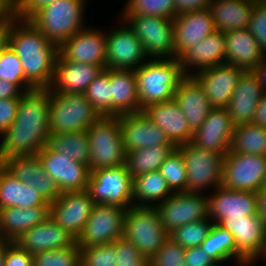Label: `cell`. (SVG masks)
Segmentation results:
<instances>
[{"instance_id": "1", "label": "cell", "mask_w": 266, "mask_h": 266, "mask_svg": "<svg viewBox=\"0 0 266 266\" xmlns=\"http://www.w3.org/2000/svg\"><path fill=\"white\" fill-rule=\"evenodd\" d=\"M9 46L22 63L25 81L32 89L51 85L59 47L51 43L29 20L11 15Z\"/></svg>"}, {"instance_id": "2", "label": "cell", "mask_w": 266, "mask_h": 266, "mask_svg": "<svg viewBox=\"0 0 266 266\" xmlns=\"http://www.w3.org/2000/svg\"><path fill=\"white\" fill-rule=\"evenodd\" d=\"M135 74L141 111L151 104L173 100L179 82L186 76L178 58H149Z\"/></svg>"}, {"instance_id": "3", "label": "cell", "mask_w": 266, "mask_h": 266, "mask_svg": "<svg viewBox=\"0 0 266 266\" xmlns=\"http://www.w3.org/2000/svg\"><path fill=\"white\" fill-rule=\"evenodd\" d=\"M85 0H58L42 7L30 19L59 48L84 29Z\"/></svg>"}, {"instance_id": "4", "label": "cell", "mask_w": 266, "mask_h": 266, "mask_svg": "<svg viewBox=\"0 0 266 266\" xmlns=\"http://www.w3.org/2000/svg\"><path fill=\"white\" fill-rule=\"evenodd\" d=\"M86 132L90 145V172L125 164L126 152L118 116L99 117Z\"/></svg>"}, {"instance_id": "5", "label": "cell", "mask_w": 266, "mask_h": 266, "mask_svg": "<svg viewBox=\"0 0 266 266\" xmlns=\"http://www.w3.org/2000/svg\"><path fill=\"white\" fill-rule=\"evenodd\" d=\"M49 133L87 131L100 117L84 94L49 91Z\"/></svg>"}, {"instance_id": "6", "label": "cell", "mask_w": 266, "mask_h": 266, "mask_svg": "<svg viewBox=\"0 0 266 266\" xmlns=\"http://www.w3.org/2000/svg\"><path fill=\"white\" fill-rule=\"evenodd\" d=\"M123 237L149 260L169 234L164 230L155 207L131 206L125 214Z\"/></svg>"}, {"instance_id": "7", "label": "cell", "mask_w": 266, "mask_h": 266, "mask_svg": "<svg viewBox=\"0 0 266 266\" xmlns=\"http://www.w3.org/2000/svg\"><path fill=\"white\" fill-rule=\"evenodd\" d=\"M266 185V156L227 153L220 186L236 191L258 192Z\"/></svg>"}, {"instance_id": "8", "label": "cell", "mask_w": 266, "mask_h": 266, "mask_svg": "<svg viewBox=\"0 0 266 266\" xmlns=\"http://www.w3.org/2000/svg\"><path fill=\"white\" fill-rule=\"evenodd\" d=\"M87 190L95 204L133 206V178L125 164L90 172Z\"/></svg>"}, {"instance_id": "9", "label": "cell", "mask_w": 266, "mask_h": 266, "mask_svg": "<svg viewBox=\"0 0 266 266\" xmlns=\"http://www.w3.org/2000/svg\"><path fill=\"white\" fill-rule=\"evenodd\" d=\"M182 154L187 172V191L217 189L221 184L224 155L199 148L188 142L176 147Z\"/></svg>"}, {"instance_id": "10", "label": "cell", "mask_w": 266, "mask_h": 266, "mask_svg": "<svg viewBox=\"0 0 266 266\" xmlns=\"http://www.w3.org/2000/svg\"><path fill=\"white\" fill-rule=\"evenodd\" d=\"M142 43L148 58H174L173 19L154 16H122Z\"/></svg>"}, {"instance_id": "11", "label": "cell", "mask_w": 266, "mask_h": 266, "mask_svg": "<svg viewBox=\"0 0 266 266\" xmlns=\"http://www.w3.org/2000/svg\"><path fill=\"white\" fill-rule=\"evenodd\" d=\"M126 211L118 205L96 204L76 244L80 248L111 244L123 237Z\"/></svg>"}, {"instance_id": "12", "label": "cell", "mask_w": 266, "mask_h": 266, "mask_svg": "<svg viewBox=\"0 0 266 266\" xmlns=\"http://www.w3.org/2000/svg\"><path fill=\"white\" fill-rule=\"evenodd\" d=\"M201 192H174L155 208L164 230L169 234L187 223L209 218L208 198Z\"/></svg>"}, {"instance_id": "13", "label": "cell", "mask_w": 266, "mask_h": 266, "mask_svg": "<svg viewBox=\"0 0 266 266\" xmlns=\"http://www.w3.org/2000/svg\"><path fill=\"white\" fill-rule=\"evenodd\" d=\"M228 230L235 239L237 264L250 266L260 255L266 239V225L259 215L241 218H219L216 222Z\"/></svg>"}, {"instance_id": "14", "label": "cell", "mask_w": 266, "mask_h": 266, "mask_svg": "<svg viewBox=\"0 0 266 266\" xmlns=\"http://www.w3.org/2000/svg\"><path fill=\"white\" fill-rule=\"evenodd\" d=\"M95 205L87 189L63 192L50 203V216L77 240Z\"/></svg>"}, {"instance_id": "15", "label": "cell", "mask_w": 266, "mask_h": 266, "mask_svg": "<svg viewBox=\"0 0 266 266\" xmlns=\"http://www.w3.org/2000/svg\"><path fill=\"white\" fill-rule=\"evenodd\" d=\"M127 26L106 32V69L135 71L146 62L141 41Z\"/></svg>"}, {"instance_id": "16", "label": "cell", "mask_w": 266, "mask_h": 266, "mask_svg": "<svg viewBox=\"0 0 266 266\" xmlns=\"http://www.w3.org/2000/svg\"><path fill=\"white\" fill-rule=\"evenodd\" d=\"M37 155L45 172L54 180L61 193L88 188L90 171L87 164L75 162L47 145Z\"/></svg>"}, {"instance_id": "17", "label": "cell", "mask_w": 266, "mask_h": 266, "mask_svg": "<svg viewBox=\"0 0 266 266\" xmlns=\"http://www.w3.org/2000/svg\"><path fill=\"white\" fill-rule=\"evenodd\" d=\"M49 135L44 125L11 124L0 137V163L14 156L37 155Z\"/></svg>"}, {"instance_id": "18", "label": "cell", "mask_w": 266, "mask_h": 266, "mask_svg": "<svg viewBox=\"0 0 266 266\" xmlns=\"http://www.w3.org/2000/svg\"><path fill=\"white\" fill-rule=\"evenodd\" d=\"M234 126L226 108H212L206 120L193 133L191 143L225 156L229 152Z\"/></svg>"}, {"instance_id": "19", "label": "cell", "mask_w": 266, "mask_h": 266, "mask_svg": "<svg viewBox=\"0 0 266 266\" xmlns=\"http://www.w3.org/2000/svg\"><path fill=\"white\" fill-rule=\"evenodd\" d=\"M245 70L223 64L196 72L193 76L205 90L212 108H226Z\"/></svg>"}, {"instance_id": "20", "label": "cell", "mask_w": 266, "mask_h": 266, "mask_svg": "<svg viewBox=\"0 0 266 266\" xmlns=\"http://www.w3.org/2000/svg\"><path fill=\"white\" fill-rule=\"evenodd\" d=\"M1 164L18 180L36 189L48 203L56 201L60 196L61 192L45 172L38 155L14 156Z\"/></svg>"}, {"instance_id": "21", "label": "cell", "mask_w": 266, "mask_h": 266, "mask_svg": "<svg viewBox=\"0 0 266 266\" xmlns=\"http://www.w3.org/2000/svg\"><path fill=\"white\" fill-rule=\"evenodd\" d=\"M106 33L100 30L87 29L69 38L59 52L71 62L93 64L106 69Z\"/></svg>"}, {"instance_id": "22", "label": "cell", "mask_w": 266, "mask_h": 266, "mask_svg": "<svg viewBox=\"0 0 266 266\" xmlns=\"http://www.w3.org/2000/svg\"><path fill=\"white\" fill-rule=\"evenodd\" d=\"M102 70L98 65L68 61L59 52L48 89L52 93L84 94Z\"/></svg>"}, {"instance_id": "23", "label": "cell", "mask_w": 266, "mask_h": 266, "mask_svg": "<svg viewBox=\"0 0 266 266\" xmlns=\"http://www.w3.org/2000/svg\"><path fill=\"white\" fill-rule=\"evenodd\" d=\"M207 198L209 218L213 222L219 218L236 219L258 215L256 192L229 190L219 186L214 193L207 195Z\"/></svg>"}, {"instance_id": "24", "label": "cell", "mask_w": 266, "mask_h": 266, "mask_svg": "<svg viewBox=\"0 0 266 266\" xmlns=\"http://www.w3.org/2000/svg\"><path fill=\"white\" fill-rule=\"evenodd\" d=\"M118 117L126 153L150 146L172 144L164 131L153 124L143 111Z\"/></svg>"}, {"instance_id": "25", "label": "cell", "mask_w": 266, "mask_h": 266, "mask_svg": "<svg viewBox=\"0 0 266 266\" xmlns=\"http://www.w3.org/2000/svg\"><path fill=\"white\" fill-rule=\"evenodd\" d=\"M215 31L209 8L177 14L173 19L174 58Z\"/></svg>"}, {"instance_id": "26", "label": "cell", "mask_w": 266, "mask_h": 266, "mask_svg": "<svg viewBox=\"0 0 266 266\" xmlns=\"http://www.w3.org/2000/svg\"><path fill=\"white\" fill-rule=\"evenodd\" d=\"M225 49V33L215 31L186 49L178 59L184 74L193 76L198 71L225 64ZM191 66L196 67L197 71L194 70V73L190 71Z\"/></svg>"}, {"instance_id": "27", "label": "cell", "mask_w": 266, "mask_h": 266, "mask_svg": "<svg viewBox=\"0 0 266 266\" xmlns=\"http://www.w3.org/2000/svg\"><path fill=\"white\" fill-rule=\"evenodd\" d=\"M31 255L72 247L76 239L49 216L44 222L26 231L15 241Z\"/></svg>"}, {"instance_id": "28", "label": "cell", "mask_w": 266, "mask_h": 266, "mask_svg": "<svg viewBox=\"0 0 266 266\" xmlns=\"http://www.w3.org/2000/svg\"><path fill=\"white\" fill-rule=\"evenodd\" d=\"M143 112L153 124H156L164 131L175 147L191 142L193 132L190 130L185 115L174 99L151 104L144 108Z\"/></svg>"}, {"instance_id": "29", "label": "cell", "mask_w": 266, "mask_h": 266, "mask_svg": "<svg viewBox=\"0 0 266 266\" xmlns=\"http://www.w3.org/2000/svg\"><path fill=\"white\" fill-rule=\"evenodd\" d=\"M265 94L253 71H245L226 107L232 123L234 125L251 123L255 109Z\"/></svg>"}, {"instance_id": "30", "label": "cell", "mask_w": 266, "mask_h": 266, "mask_svg": "<svg viewBox=\"0 0 266 266\" xmlns=\"http://www.w3.org/2000/svg\"><path fill=\"white\" fill-rule=\"evenodd\" d=\"M174 101L185 115L193 133L206 120L212 109L204 88L194 76H185L179 82L175 90Z\"/></svg>"}, {"instance_id": "31", "label": "cell", "mask_w": 266, "mask_h": 266, "mask_svg": "<svg viewBox=\"0 0 266 266\" xmlns=\"http://www.w3.org/2000/svg\"><path fill=\"white\" fill-rule=\"evenodd\" d=\"M50 216V206L0 209V240L15 242L26 231Z\"/></svg>"}, {"instance_id": "32", "label": "cell", "mask_w": 266, "mask_h": 266, "mask_svg": "<svg viewBox=\"0 0 266 266\" xmlns=\"http://www.w3.org/2000/svg\"><path fill=\"white\" fill-rule=\"evenodd\" d=\"M225 37V64L252 71L265 57L247 28L229 31Z\"/></svg>"}, {"instance_id": "33", "label": "cell", "mask_w": 266, "mask_h": 266, "mask_svg": "<svg viewBox=\"0 0 266 266\" xmlns=\"http://www.w3.org/2000/svg\"><path fill=\"white\" fill-rule=\"evenodd\" d=\"M111 116L141 112L136 74L110 69Z\"/></svg>"}, {"instance_id": "34", "label": "cell", "mask_w": 266, "mask_h": 266, "mask_svg": "<svg viewBox=\"0 0 266 266\" xmlns=\"http://www.w3.org/2000/svg\"><path fill=\"white\" fill-rule=\"evenodd\" d=\"M50 206L39 192L18 180L0 163V209Z\"/></svg>"}, {"instance_id": "35", "label": "cell", "mask_w": 266, "mask_h": 266, "mask_svg": "<svg viewBox=\"0 0 266 266\" xmlns=\"http://www.w3.org/2000/svg\"><path fill=\"white\" fill-rule=\"evenodd\" d=\"M252 0H210L216 31H229L248 28L254 7Z\"/></svg>"}, {"instance_id": "36", "label": "cell", "mask_w": 266, "mask_h": 266, "mask_svg": "<svg viewBox=\"0 0 266 266\" xmlns=\"http://www.w3.org/2000/svg\"><path fill=\"white\" fill-rule=\"evenodd\" d=\"M173 193L159 171L144 173L133 178V206L155 207Z\"/></svg>"}, {"instance_id": "37", "label": "cell", "mask_w": 266, "mask_h": 266, "mask_svg": "<svg viewBox=\"0 0 266 266\" xmlns=\"http://www.w3.org/2000/svg\"><path fill=\"white\" fill-rule=\"evenodd\" d=\"M49 89H32L20 97L12 124L44 125L49 130Z\"/></svg>"}, {"instance_id": "38", "label": "cell", "mask_w": 266, "mask_h": 266, "mask_svg": "<svg viewBox=\"0 0 266 266\" xmlns=\"http://www.w3.org/2000/svg\"><path fill=\"white\" fill-rule=\"evenodd\" d=\"M175 148L173 144H161L130 151L126 153V168L132 178L144 173L158 171Z\"/></svg>"}, {"instance_id": "39", "label": "cell", "mask_w": 266, "mask_h": 266, "mask_svg": "<svg viewBox=\"0 0 266 266\" xmlns=\"http://www.w3.org/2000/svg\"><path fill=\"white\" fill-rule=\"evenodd\" d=\"M229 153L266 156V128L252 122L235 125Z\"/></svg>"}, {"instance_id": "40", "label": "cell", "mask_w": 266, "mask_h": 266, "mask_svg": "<svg viewBox=\"0 0 266 266\" xmlns=\"http://www.w3.org/2000/svg\"><path fill=\"white\" fill-rule=\"evenodd\" d=\"M47 146L63 156L67 155L75 162L87 165L89 163L90 145L86 131L50 134Z\"/></svg>"}, {"instance_id": "41", "label": "cell", "mask_w": 266, "mask_h": 266, "mask_svg": "<svg viewBox=\"0 0 266 266\" xmlns=\"http://www.w3.org/2000/svg\"><path fill=\"white\" fill-rule=\"evenodd\" d=\"M200 246L204 253L209 255L217 264L232 258L237 262L234 236L216 223L213 224L208 236Z\"/></svg>"}, {"instance_id": "42", "label": "cell", "mask_w": 266, "mask_h": 266, "mask_svg": "<svg viewBox=\"0 0 266 266\" xmlns=\"http://www.w3.org/2000/svg\"><path fill=\"white\" fill-rule=\"evenodd\" d=\"M123 16H154L174 19L177 15L174 0H128Z\"/></svg>"}, {"instance_id": "43", "label": "cell", "mask_w": 266, "mask_h": 266, "mask_svg": "<svg viewBox=\"0 0 266 266\" xmlns=\"http://www.w3.org/2000/svg\"><path fill=\"white\" fill-rule=\"evenodd\" d=\"M84 95L100 117L111 116L110 69L102 70Z\"/></svg>"}, {"instance_id": "44", "label": "cell", "mask_w": 266, "mask_h": 266, "mask_svg": "<svg viewBox=\"0 0 266 266\" xmlns=\"http://www.w3.org/2000/svg\"><path fill=\"white\" fill-rule=\"evenodd\" d=\"M173 192L187 191V172L181 152L175 148L158 170Z\"/></svg>"}, {"instance_id": "45", "label": "cell", "mask_w": 266, "mask_h": 266, "mask_svg": "<svg viewBox=\"0 0 266 266\" xmlns=\"http://www.w3.org/2000/svg\"><path fill=\"white\" fill-rule=\"evenodd\" d=\"M210 218L187 223L174 229L169 233V237L180 244L183 248L200 246L208 236L214 222Z\"/></svg>"}, {"instance_id": "46", "label": "cell", "mask_w": 266, "mask_h": 266, "mask_svg": "<svg viewBox=\"0 0 266 266\" xmlns=\"http://www.w3.org/2000/svg\"><path fill=\"white\" fill-rule=\"evenodd\" d=\"M1 79L15 84L23 93L32 90L25 81V74L19 57L9 45L0 53Z\"/></svg>"}, {"instance_id": "47", "label": "cell", "mask_w": 266, "mask_h": 266, "mask_svg": "<svg viewBox=\"0 0 266 266\" xmlns=\"http://www.w3.org/2000/svg\"><path fill=\"white\" fill-rule=\"evenodd\" d=\"M33 266H81V249L72 247L50 250L33 255Z\"/></svg>"}, {"instance_id": "48", "label": "cell", "mask_w": 266, "mask_h": 266, "mask_svg": "<svg viewBox=\"0 0 266 266\" xmlns=\"http://www.w3.org/2000/svg\"><path fill=\"white\" fill-rule=\"evenodd\" d=\"M186 248L168 237L164 244L149 259V266H186Z\"/></svg>"}, {"instance_id": "49", "label": "cell", "mask_w": 266, "mask_h": 266, "mask_svg": "<svg viewBox=\"0 0 266 266\" xmlns=\"http://www.w3.org/2000/svg\"><path fill=\"white\" fill-rule=\"evenodd\" d=\"M81 249V266H115V241L111 244L93 245Z\"/></svg>"}, {"instance_id": "50", "label": "cell", "mask_w": 266, "mask_h": 266, "mask_svg": "<svg viewBox=\"0 0 266 266\" xmlns=\"http://www.w3.org/2000/svg\"><path fill=\"white\" fill-rule=\"evenodd\" d=\"M115 266H149V260L124 237L115 240Z\"/></svg>"}, {"instance_id": "51", "label": "cell", "mask_w": 266, "mask_h": 266, "mask_svg": "<svg viewBox=\"0 0 266 266\" xmlns=\"http://www.w3.org/2000/svg\"><path fill=\"white\" fill-rule=\"evenodd\" d=\"M266 56V5L254 4L251 19L247 28Z\"/></svg>"}, {"instance_id": "52", "label": "cell", "mask_w": 266, "mask_h": 266, "mask_svg": "<svg viewBox=\"0 0 266 266\" xmlns=\"http://www.w3.org/2000/svg\"><path fill=\"white\" fill-rule=\"evenodd\" d=\"M4 266H33V255L16 242H9L5 246Z\"/></svg>"}, {"instance_id": "53", "label": "cell", "mask_w": 266, "mask_h": 266, "mask_svg": "<svg viewBox=\"0 0 266 266\" xmlns=\"http://www.w3.org/2000/svg\"><path fill=\"white\" fill-rule=\"evenodd\" d=\"M58 0H16L14 15L17 19L29 20L42 7Z\"/></svg>"}, {"instance_id": "54", "label": "cell", "mask_w": 266, "mask_h": 266, "mask_svg": "<svg viewBox=\"0 0 266 266\" xmlns=\"http://www.w3.org/2000/svg\"><path fill=\"white\" fill-rule=\"evenodd\" d=\"M20 98L0 99V136L16 118Z\"/></svg>"}, {"instance_id": "55", "label": "cell", "mask_w": 266, "mask_h": 266, "mask_svg": "<svg viewBox=\"0 0 266 266\" xmlns=\"http://www.w3.org/2000/svg\"><path fill=\"white\" fill-rule=\"evenodd\" d=\"M184 261L186 266H216L218 265L201 246L186 248Z\"/></svg>"}, {"instance_id": "56", "label": "cell", "mask_w": 266, "mask_h": 266, "mask_svg": "<svg viewBox=\"0 0 266 266\" xmlns=\"http://www.w3.org/2000/svg\"><path fill=\"white\" fill-rule=\"evenodd\" d=\"M177 14L209 8L210 0H174Z\"/></svg>"}, {"instance_id": "57", "label": "cell", "mask_w": 266, "mask_h": 266, "mask_svg": "<svg viewBox=\"0 0 266 266\" xmlns=\"http://www.w3.org/2000/svg\"><path fill=\"white\" fill-rule=\"evenodd\" d=\"M23 92L8 80H0V99L20 98Z\"/></svg>"}, {"instance_id": "58", "label": "cell", "mask_w": 266, "mask_h": 266, "mask_svg": "<svg viewBox=\"0 0 266 266\" xmlns=\"http://www.w3.org/2000/svg\"><path fill=\"white\" fill-rule=\"evenodd\" d=\"M11 16L0 20V53L9 45Z\"/></svg>"}, {"instance_id": "59", "label": "cell", "mask_w": 266, "mask_h": 266, "mask_svg": "<svg viewBox=\"0 0 266 266\" xmlns=\"http://www.w3.org/2000/svg\"><path fill=\"white\" fill-rule=\"evenodd\" d=\"M252 123L266 128V94L259 101L255 109Z\"/></svg>"}, {"instance_id": "60", "label": "cell", "mask_w": 266, "mask_h": 266, "mask_svg": "<svg viewBox=\"0 0 266 266\" xmlns=\"http://www.w3.org/2000/svg\"><path fill=\"white\" fill-rule=\"evenodd\" d=\"M252 71L257 76L263 91L266 93V56Z\"/></svg>"}, {"instance_id": "61", "label": "cell", "mask_w": 266, "mask_h": 266, "mask_svg": "<svg viewBox=\"0 0 266 266\" xmlns=\"http://www.w3.org/2000/svg\"><path fill=\"white\" fill-rule=\"evenodd\" d=\"M258 215L263 219L266 225V185L258 192Z\"/></svg>"}, {"instance_id": "62", "label": "cell", "mask_w": 266, "mask_h": 266, "mask_svg": "<svg viewBox=\"0 0 266 266\" xmlns=\"http://www.w3.org/2000/svg\"><path fill=\"white\" fill-rule=\"evenodd\" d=\"M14 14L13 0H0V20Z\"/></svg>"}, {"instance_id": "63", "label": "cell", "mask_w": 266, "mask_h": 266, "mask_svg": "<svg viewBox=\"0 0 266 266\" xmlns=\"http://www.w3.org/2000/svg\"><path fill=\"white\" fill-rule=\"evenodd\" d=\"M8 243V241L0 240V266H4L5 246Z\"/></svg>"}, {"instance_id": "64", "label": "cell", "mask_w": 266, "mask_h": 266, "mask_svg": "<svg viewBox=\"0 0 266 266\" xmlns=\"http://www.w3.org/2000/svg\"><path fill=\"white\" fill-rule=\"evenodd\" d=\"M261 257H263V259L266 258V239H265V242H264V245H263V249H262L260 255L258 256V258L254 262H256L259 259H261Z\"/></svg>"}, {"instance_id": "65", "label": "cell", "mask_w": 266, "mask_h": 266, "mask_svg": "<svg viewBox=\"0 0 266 266\" xmlns=\"http://www.w3.org/2000/svg\"><path fill=\"white\" fill-rule=\"evenodd\" d=\"M256 4L266 5V0H252Z\"/></svg>"}]
</instances>
